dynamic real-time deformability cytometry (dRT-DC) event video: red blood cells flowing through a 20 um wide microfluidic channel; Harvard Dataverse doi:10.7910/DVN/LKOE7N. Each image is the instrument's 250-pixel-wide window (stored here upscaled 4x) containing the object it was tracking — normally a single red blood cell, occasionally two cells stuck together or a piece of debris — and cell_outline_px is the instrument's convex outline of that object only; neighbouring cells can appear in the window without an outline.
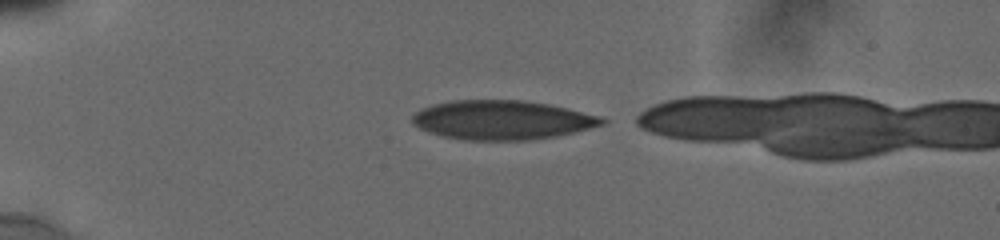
{"species": "human", "species_latin": "Homo sapiens", "temperature_condition": "cold", "stored_images_in_passage": 9, "camera_frame_rate_fps": 3000, "um_per_image_px": 0.085, "donor": {"sex": "male"}, "frame": {"image": 1, "passage_image": 1, "time_ms": 0.0, "image_size_px": [1000, 240], "cell_outline_px": [[608, 120], [604, 124], [556, 136], [532, 140], [464, 140], [444, 136], [428, 132], [412, 124], [412, 116], [420, 108], [432, 104], [452, 100], [524, 100], [548, 104], [568, 108], [604, 116]], "centroid_in_image_um": [42.68, 10.19], "position_along_channel_um": 42.3, "area_um2": 43.58}}
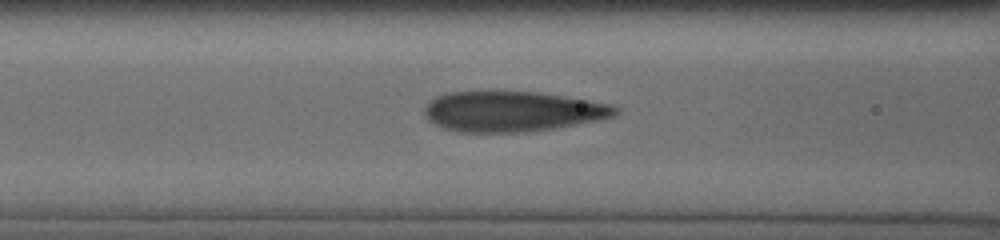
{"frame": {"image": 2, "passage_image": 8, "time_ms": 3.333, "image_size_px": [1000, 240], "cell_outline_px": [[620, 112], [616, 116], [576, 124], [528, 132], [460, 132], [444, 128], [428, 120], [424, 112], [424, 108], [428, 100], [436, 96], [448, 92], [484, 88], [540, 92], [612, 104], [620, 108]], "centroid_in_image_um": [43.51, 9.42], "position_along_channel_um": 123.1, "area_um2": 46.18}}